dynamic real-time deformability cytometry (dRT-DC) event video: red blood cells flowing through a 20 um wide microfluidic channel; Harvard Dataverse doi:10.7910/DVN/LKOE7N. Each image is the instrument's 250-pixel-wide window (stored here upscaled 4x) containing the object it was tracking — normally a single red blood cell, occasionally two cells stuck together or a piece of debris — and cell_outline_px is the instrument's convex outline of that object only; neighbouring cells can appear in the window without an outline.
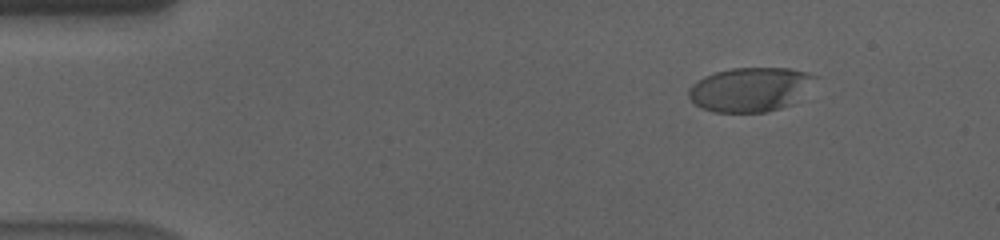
{"species": "human", "species_latin": "Homo sapiens", "temperature_condition": "cold", "stored_images_in_passage": 58, "camera_frame_rate_fps": 3000, "um_per_image_px": 0.085, "donor": {"sex": "male"}, "frame": {"image": 1, "passage_image": 8, "time_ms": 2.333, "image_size_px": [1000, 240], "cell_outline_px": [[820, 76], [792, 104], [768, 112], [712, 112], [700, 108], [688, 96], [688, 88], [696, 80], [704, 76], [716, 72], [732, 68], [792, 68], [808, 72]], "centroid_in_image_um": [63.76, 7.59], "position_along_channel_um": 21.2, "area_um2": 32.77}}
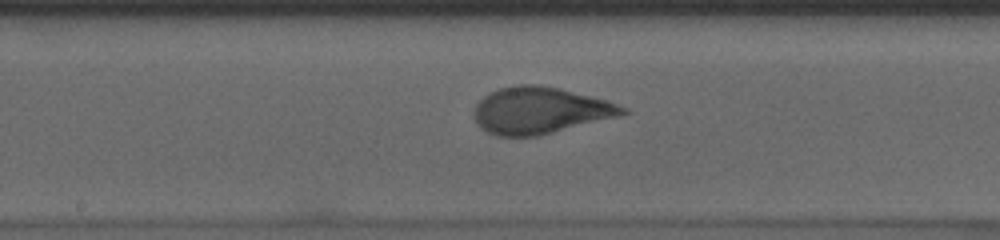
{"frame": {"image": 2, "passage_image": 31, "time_ms": 10.0, "image_size_px": [1000, 240], "cell_outline_px": [[632, 112], [620, 116], [540, 136], [496, 136], [480, 128], [476, 124], [476, 104], [484, 96], [500, 88], [516, 84], [540, 84], [560, 88], [608, 100], [628, 108]], "centroid_in_image_um": [45.97, 9.39], "position_along_channel_um": 202.2, "area_um2": 40.69}}
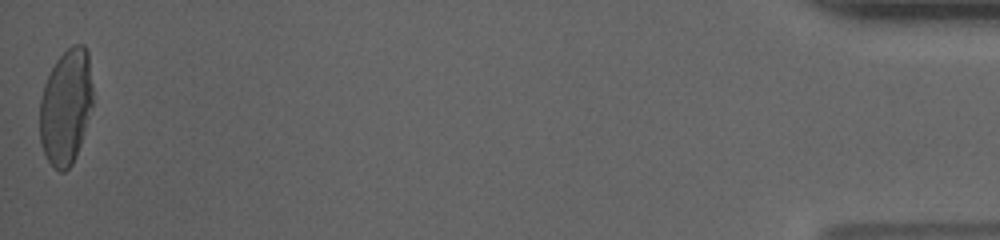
{"frame": {"image": 3, "passage_image": 58, "time_ms": 19.0, "image_size_px": [1000, 240], "cell_outline_px": [[92, 104], [80, 144], [76, 156], [72, 164], [64, 172], [60, 172], [48, 160], [40, 144], [40, 100], [44, 84], [56, 60], [72, 44], [84, 44], [88, 52], [92, 84]], "centroid_in_image_um": [5.6, 9.06], "position_along_channel_um": 429.6, "area_um2": 35.49}, "authors_computed_cell_mechanics": {"area_um2": 38.7838, "velocity_mm_per_s": 3.5612, "shape_relaxation_time_tau1_ms": 4.1342, "shape_relaxation_time_tau2_ms": null, "deformation_change_tau1": 0.1772, "deformation_change_tau2": null}}